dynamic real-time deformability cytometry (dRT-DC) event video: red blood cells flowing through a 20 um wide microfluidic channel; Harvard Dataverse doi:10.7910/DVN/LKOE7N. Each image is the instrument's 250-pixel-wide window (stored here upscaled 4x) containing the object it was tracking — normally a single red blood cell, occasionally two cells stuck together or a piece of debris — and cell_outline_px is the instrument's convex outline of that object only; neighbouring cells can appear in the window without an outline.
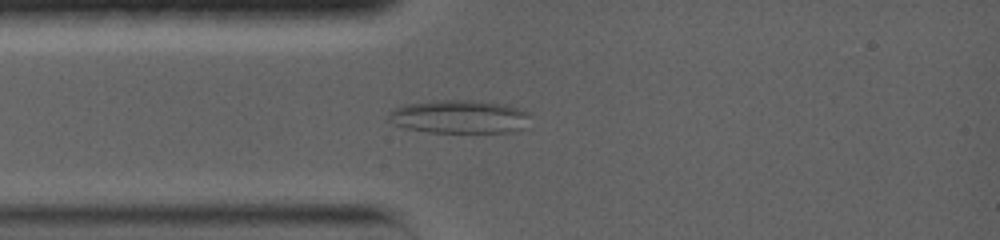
{"species": "common noctule bat (a hibernating species)", "species_latin": "Nyctalus noctula", "temperature_condition": "warm", "stored_images_in_passage": 44, "camera_frame_rate_fps": 5000, "um_per_image_px": 0.085, "animal": {"sex": "female", "body_mass_g": 19.0, "forearm_length_mm": 56.7}, "frame": {"image": 1, "passage_image": 7, "time_ms": 3.0, "image_size_px": [1000, 240], "cell_outline_px": [[528, 128], [512, 132], [428, 132], [404, 128], [392, 124], [388, 120], [388, 112], [396, 108], [408, 104], [432, 100], [472, 100], [504, 104], [528, 112]], "centroid_in_image_um": [39.04, 9.93], "position_along_channel_um": 46.0, "area_um2": 27.69}}
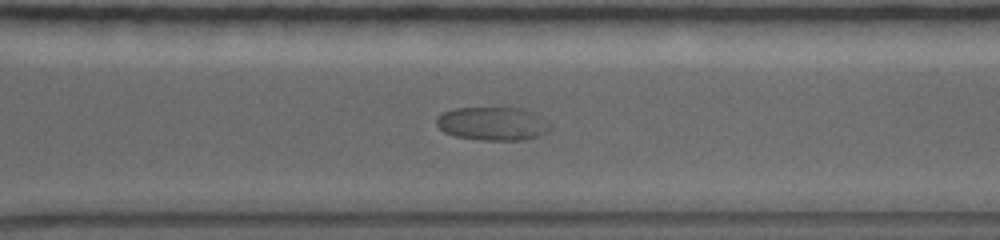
{"frame": {"image": 2, "passage_image": 22, "time_ms": 11.2, "image_size_px": [1000, 240], "cell_outline_px": [[552, 128], [548, 132], [524, 140], [480, 140], [456, 136], [444, 132], [436, 124], [436, 116], [444, 112], [456, 108], [524, 108], [552, 124]], "centroid_in_image_um": [41.88, 10.51], "position_along_channel_um": 328.7, "area_um2": 22.14}}
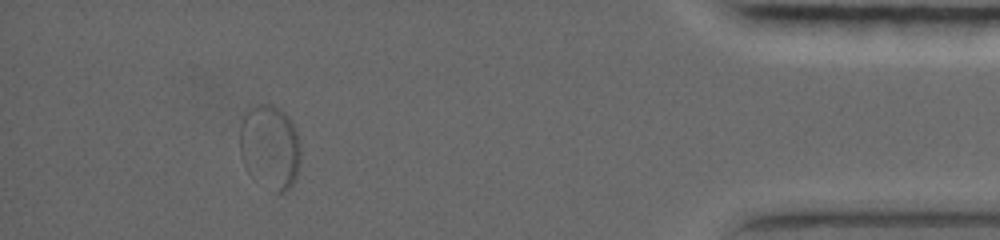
{"frame": {"image": 3, "passage_image": 35, "time_ms": 15.4, "image_size_px": [1000, 240], "cell_outline_px": [[300, 160], [296, 176], [292, 184], [288, 188], [280, 192], [244, 164], [240, 156], [240, 124], [244, 116], [256, 104], [272, 104], [280, 108], [288, 116], [296, 132], [300, 148]], "centroid_in_image_um": [22.97, 12.36], "position_along_channel_um": 412.2, "area_um2": 28.5}, "authors_computed_cell_mechanics": {"area_um2": 27.9463, "velocity_mm_per_s": 3.4677, "shape_relaxation_time_tau1_ms": 7.7117, "shape_relaxation_time_tau2_ms": null, "deformation_change_tau1": 0.128, "deformation_change_tau2": null}}